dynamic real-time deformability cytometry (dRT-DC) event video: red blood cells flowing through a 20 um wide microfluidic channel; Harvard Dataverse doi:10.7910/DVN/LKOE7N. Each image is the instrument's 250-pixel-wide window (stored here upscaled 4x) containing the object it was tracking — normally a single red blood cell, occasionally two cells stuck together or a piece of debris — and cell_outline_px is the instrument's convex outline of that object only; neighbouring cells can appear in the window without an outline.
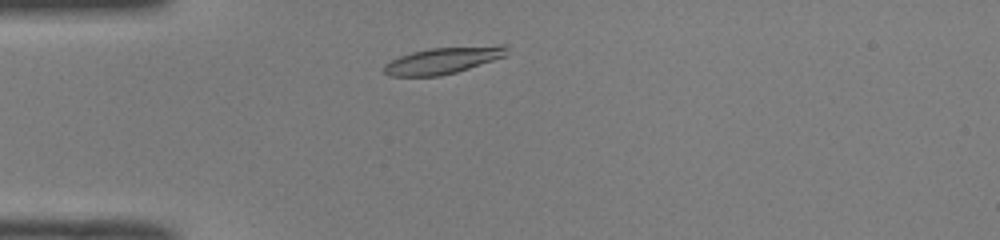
{"species": "common noctule bat (a hibernating species)", "species_latin": "Nyctalus noctula", "temperature_condition": "room temperature", "stored_images_in_passage": 26, "camera_frame_rate_fps": 3000, "um_per_image_px": 0.085, "animal": {"sex": "male", "body_mass_g": 19.0, "forearm_length_mm": 50.8}, "frame": {"image": 1, "passage_image": 1, "time_ms": 0.0, "image_size_px": [1000, 240], "cell_outline_px": [[500, 48], [484, 60], [464, 68], [452, 72], [428, 76], [408, 76], [400, 60], [408, 56], [420, 52], [444, 48]], "centroid_in_image_um": [37.74, 5.15], "position_along_channel_um": 47.3, "area_um2": 13.18}}
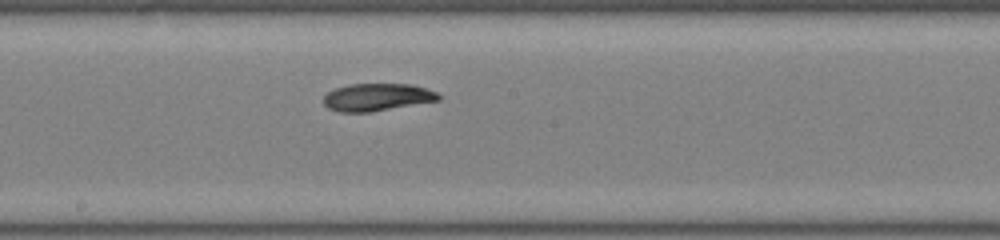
{"frame": {"image": 2, "passage_image": 15, "time_ms": 4.667, "image_size_px": [1000, 240], "cell_outline_px": [[436, 96], [432, 100], [380, 108], [336, 108], [328, 104], [328, 96], [332, 92], [344, 88], [364, 84], [392, 84], [420, 88], [432, 92]], "centroid_in_image_um": [32.11, 8.18], "position_along_channel_um": 216.1, "area_um2": 14.51}}
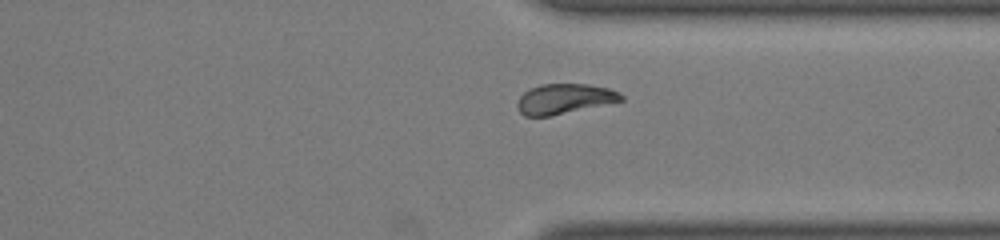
{"frame": {"image": 3, "passage_image": 26, "time_ms": 8.333, "image_size_px": [1000, 240], "cell_outline_px": [[620, 100], [544, 116], [532, 116], [524, 112], [520, 108], [520, 100], [528, 92], [536, 88], [552, 84], [572, 84], [600, 88], [616, 92], [620, 96]], "centroid_in_image_um": [47.95, 8.4], "position_along_channel_um": 363.4, "area_um2": 15.78}}